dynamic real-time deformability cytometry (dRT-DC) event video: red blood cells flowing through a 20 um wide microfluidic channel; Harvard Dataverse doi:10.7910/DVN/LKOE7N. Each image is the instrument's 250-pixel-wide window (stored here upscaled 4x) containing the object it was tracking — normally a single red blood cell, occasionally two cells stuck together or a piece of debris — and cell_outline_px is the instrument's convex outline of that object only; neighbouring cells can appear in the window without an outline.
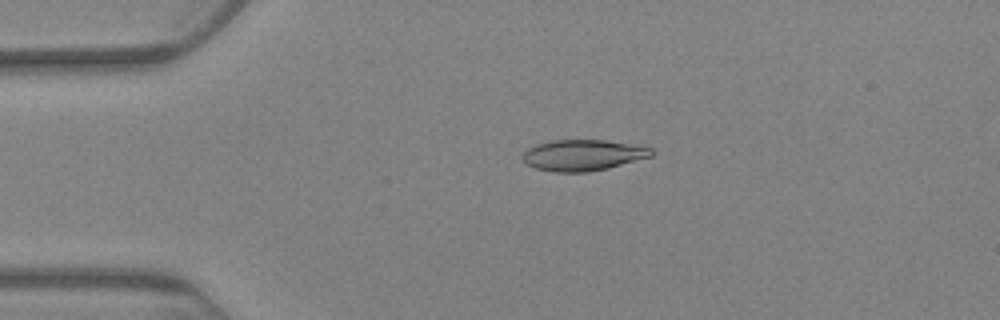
{"species": "Egyptian fruit bat (a non-hibernating species)", "species_latin": "Rousettus aegyptiacus", "temperature_condition": "warm", "stored_images_in_passage": 5, "camera_frame_rate_fps": 3000, "um_per_image_px": 0.085, "animal": {"sex": "female"}, "frame": {"image": 1, "passage_image": 4, "time_ms": 3.667, "image_size_px": [1000, 320], "cell_outline_px": [[656, 152], [652, 156], [608, 168], [588, 172], [552, 172], [536, 168], [528, 164], [520, 156], [528, 148], [536, 144], [556, 140], [604, 140], [652, 148]], "centroid_in_image_um": [49.54, 13.19], "position_along_channel_um": 35.5, "area_um2": 23.18}}